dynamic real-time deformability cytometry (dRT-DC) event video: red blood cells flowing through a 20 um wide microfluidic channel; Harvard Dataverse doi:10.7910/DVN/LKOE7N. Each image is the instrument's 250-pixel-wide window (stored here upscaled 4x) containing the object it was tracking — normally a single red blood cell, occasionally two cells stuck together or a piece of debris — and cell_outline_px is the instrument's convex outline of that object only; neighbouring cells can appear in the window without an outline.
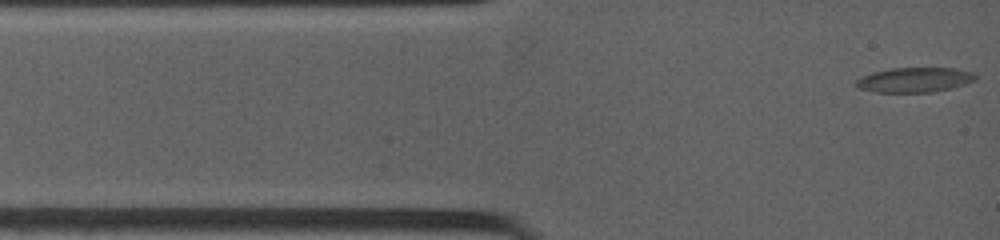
{"species": "common noctule bat (a hibernating species)", "species_latin": "Nyctalus noctula", "temperature_condition": "warm", "stored_images_in_passage": 57, "camera_frame_rate_fps": 4500, "um_per_image_px": 0.085, "animal": {"sex": "female", "body_mass_g": 19.0, "forearm_length_mm": 53.3}, "frame": {"image": 1, "passage_image": 1, "time_ms": 0.0, "image_size_px": [1000, 240], "cell_outline_px": [[976, 80], [964, 84], [932, 92], [876, 92], [856, 88], [852, 84], [852, 80], [860, 76], [872, 72], [892, 68], [956, 68], [972, 72], [976, 76]], "centroid_in_image_um": [77.62, 6.78], "position_along_channel_um": 7.4, "area_um2": 17.46}}
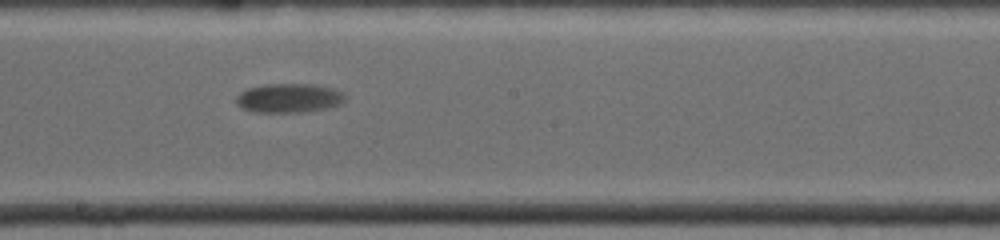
{"frame": {"image": 2, "passage_image": 25, "time_ms": 7.111, "image_size_px": [1000, 240], "cell_outline_px": [[348, 100], [340, 104], [328, 108], [300, 112], [252, 112], [240, 108], [236, 104], [236, 96], [240, 92], [248, 88], [264, 84], [312, 84], [336, 88], [348, 96]], "centroid_in_image_um": [24.59, 8.33], "position_along_channel_um": 223.6, "area_um2": 18.9}}
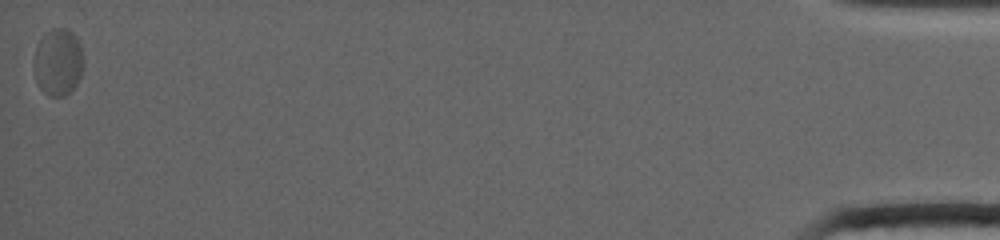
{"frame": {"image": 3, "passage_image": 57, "time_ms": 17.556, "image_size_px": [1000, 240], "cell_outline_px": [[84, 64], [80, 76], [76, 84], [64, 96], [48, 96], [40, 88], [36, 80], [32, 68], [36, 44], [44, 32], [52, 28], [68, 28], [76, 36], [80, 44], [84, 56]], "centroid_in_image_um": [4.92, 5.24], "position_along_channel_um": 430.3, "area_um2": 19.88}, "authors_computed_cell_mechanics": {"area_um2": 18.3804, "velocity_mm_per_s": 3.6461, "shape_relaxation_time_tau1_ms": 2.8262, "shape_relaxation_time_tau2_ms": null, "deformation_change_tau1": 0.0832, "deformation_change_tau2": null}}